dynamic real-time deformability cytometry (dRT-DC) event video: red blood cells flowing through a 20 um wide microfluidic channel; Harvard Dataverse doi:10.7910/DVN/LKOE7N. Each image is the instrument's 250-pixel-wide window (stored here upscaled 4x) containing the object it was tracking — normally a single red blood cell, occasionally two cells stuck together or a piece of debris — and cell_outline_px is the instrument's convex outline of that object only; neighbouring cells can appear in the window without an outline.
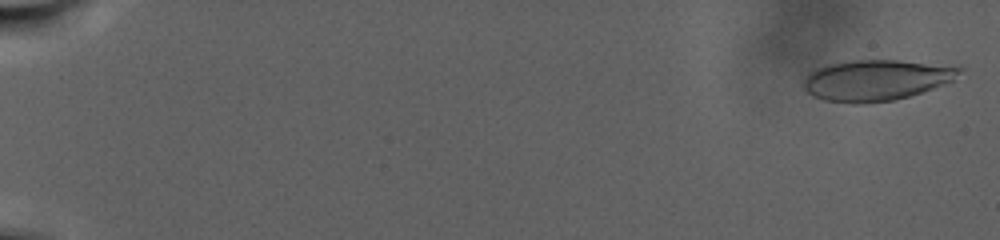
{"species": "human", "species_latin": "Homo sapiens", "temperature_condition": "warm", "stored_images_in_passage": 107, "camera_frame_rate_fps": 3000, "um_per_image_px": 0.085, "donor": {"sex": "male"}, "frame": {"image": 1, "passage_image": 3, "time_ms": 0.667, "image_size_px": [1000, 240], "cell_outline_px": [[964, 68], [952, 80], [944, 84], [908, 96], [892, 100], [864, 104], [852, 104], [824, 100], [812, 96], [804, 88], [804, 76], [808, 72], [816, 68], [828, 64], [852, 60], [896, 60], [960, 64]], "centroid_in_image_um": [74.5, 6.79], "position_along_channel_um": 10.5, "area_um2": 37.69}}
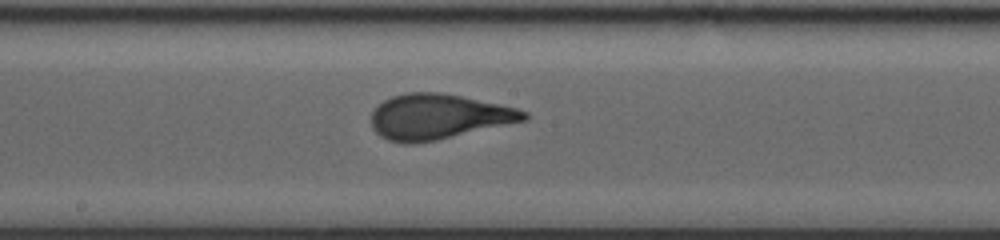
{"frame": {"image": 2, "passage_image": 63, "time_ms": 20.667, "image_size_px": [1000, 240], "cell_outline_px": [[528, 120], [436, 140], [416, 144], [404, 144], [388, 140], [380, 136], [372, 128], [372, 112], [384, 100], [392, 96], [408, 92], [440, 92], [460, 96], [516, 108], [528, 112]], "centroid_in_image_um": [37.24, 9.93], "position_along_channel_um": 211.0, "area_um2": 40.06}}
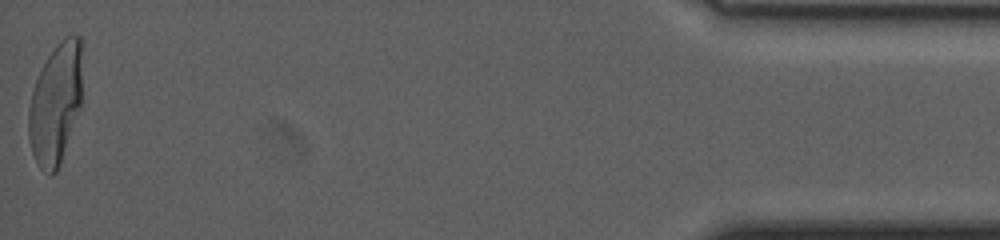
{"frame": {"image": 3, "passage_image": 107, "time_ms": 35.333, "image_size_px": [1000, 240], "cell_outline_px": [[80, 108], [60, 164], [56, 172], [52, 176], [48, 176], [40, 168], [32, 152], [28, 136], [28, 108], [32, 92], [36, 80], [48, 56], [56, 44], [64, 36], [80, 36]], "centroid_in_image_um": [4.69, 8.87], "position_along_channel_um": 430.5, "area_um2": 37.34}}